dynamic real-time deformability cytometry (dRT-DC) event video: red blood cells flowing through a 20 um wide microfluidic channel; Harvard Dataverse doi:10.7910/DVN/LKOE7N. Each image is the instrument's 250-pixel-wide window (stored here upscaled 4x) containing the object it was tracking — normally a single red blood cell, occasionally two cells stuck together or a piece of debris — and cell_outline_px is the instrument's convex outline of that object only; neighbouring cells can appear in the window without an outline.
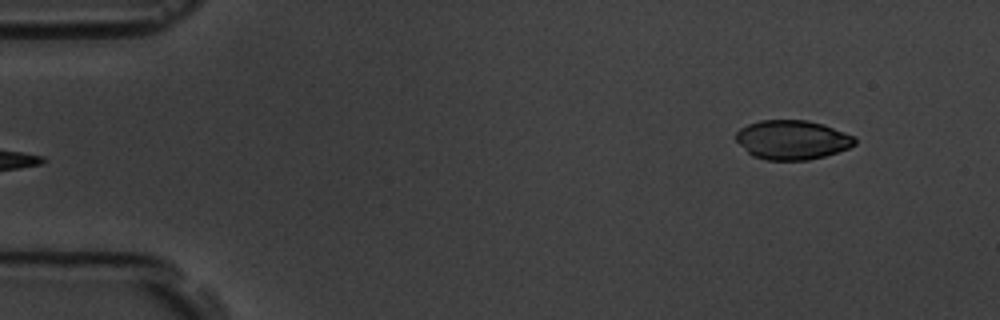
{"species": "common noctule bat (a hibernating species)", "species_latin": "Nyctalus noctula", "temperature_condition": "room temperature", "stored_images_in_passage": 5, "segment_of_instrument_passage": [2, 2], "camera_frame_rate_fps": 3000, "um_per_image_px": 0.085, "animal": {"sex": "male", "body_mass_g": 19.5, "forearm_length_mm": 54.6}, "frame": {"image": 1, "passage_image": 5, "time_ms": 4.667, "image_size_px": [1000, 320], "cell_outline_px": [[856, 144], [848, 148], [824, 156], [808, 160], [768, 160], [752, 156], [736, 140], [736, 132], [740, 128], [748, 124], [760, 120], [808, 120], [824, 124], [856, 136]], "centroid_in_image_um": [67.36, 11.88], "position_along_channel_um": 17.6, "area_um2": 27.28}}